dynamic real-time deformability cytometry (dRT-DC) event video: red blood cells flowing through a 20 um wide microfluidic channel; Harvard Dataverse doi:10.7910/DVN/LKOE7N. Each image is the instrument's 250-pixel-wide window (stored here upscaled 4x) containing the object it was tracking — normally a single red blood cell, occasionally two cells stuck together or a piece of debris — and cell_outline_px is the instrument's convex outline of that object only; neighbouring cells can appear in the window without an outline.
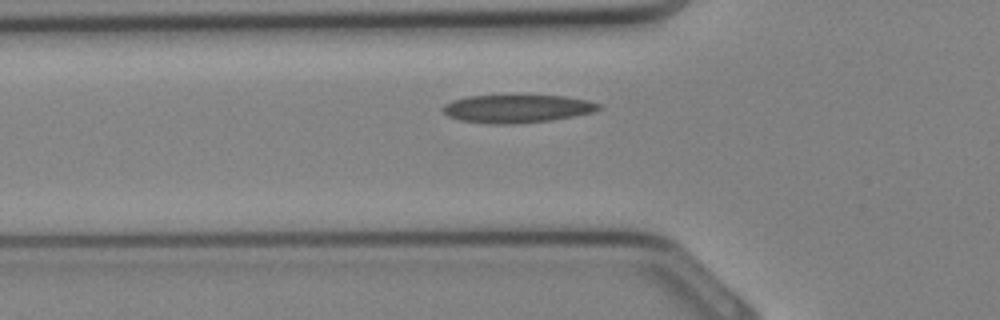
{"species": "Egyptian fruit bat (a non-hibernating species)", "species_latin": "Rousettus aegyptiacus", "temperature_condition": "cold", "stored_images_in_passage": 26, "camera_frame_rate_fps": 3000, "um_per_image_px": 0.085, "animal": {"sex": "female"}, "frame": {"image": 1, "passage_image": 6, "time_ms": 1.667, "image_size_px": [1000, 320], "cell_outline_px": [[604, 108], [592, 112], [552, 120], [512, 124], [492, 124], [460, 120], [448, 116], [440, 108], [444, 104], [452, 100], [468, 96], [564, 96], [588, 100], [604, 104]], "centroid_in_image_um": [43.97, 9.24], "position_along_channel_um": 81.8, "area_um2": 25.49}}
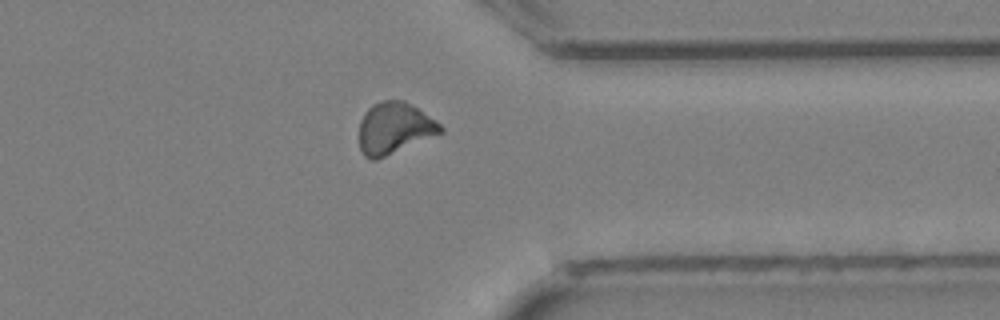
{"frame": {"image": 2, "passage_image": 21, "time_ms": 6.667, "image_size_px": [1000, 320], "cell_outline_px": [[444, 132], [376, 160], [372, 160], [364, 156], [360, 148], [360, 120], [364, 112], [372, 104], [384, 100], [404, 100], [436, 120], [444, 128]], "centroid_in_image_um": [33.52, 10.89], "position_along_channel_um": 377.9, "area_um2": 24.39}}
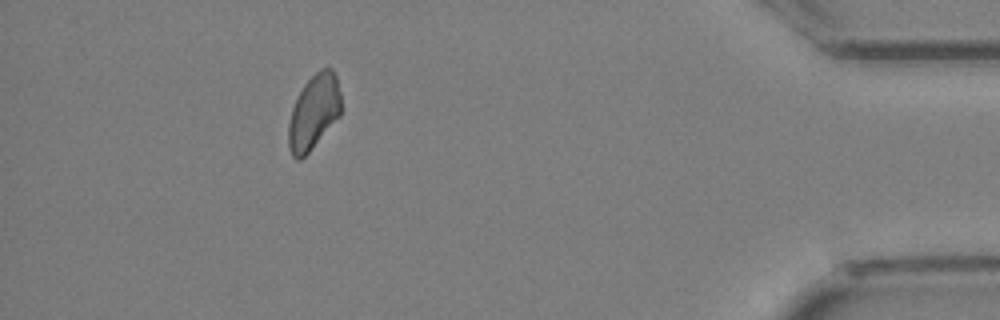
{"frame": {"image": 3, "passage_image": 25, "time_ms": 8.0, "image_size_px": [1000, 320], "cell_outline_px": [[340, 116], [308, 152], [300, 160], [296, 160], [292, 156], [288, 148], [288, 124], [292, 108], [296, 96], [304, 84], [320, 68], [332, 68], [336, 76], [340, 92]], "centroid_in_image_um": [26.65, 9.52], "position_along_channel_um": 408.6, "area_um2": 22.89}}